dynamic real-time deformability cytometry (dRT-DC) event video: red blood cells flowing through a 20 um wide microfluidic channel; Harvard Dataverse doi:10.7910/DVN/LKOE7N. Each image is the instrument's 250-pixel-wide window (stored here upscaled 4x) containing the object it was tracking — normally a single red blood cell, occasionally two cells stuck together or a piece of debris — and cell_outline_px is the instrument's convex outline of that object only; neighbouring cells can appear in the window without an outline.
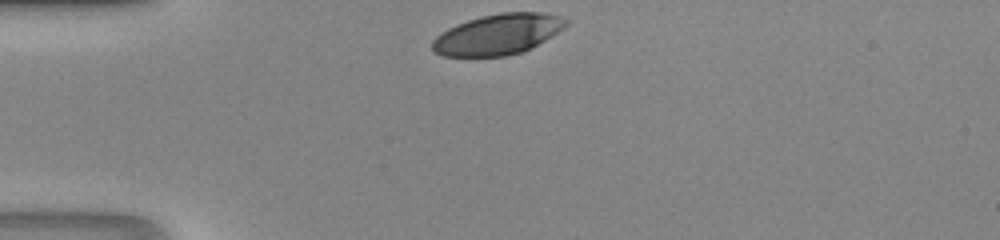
{"species": "human", "species_latin": "Homo sapiens", "temperature_condition": "room temperature", "stored_images_in_passage": 27, "camera_frame_rate_fps": 3000, "um_per_image_px": 0.085, "donor": {"sex": "male"}, "frame": {"image": 1, "passage_image": 1, "time_ms": 0.0, "image_size_px": [1000, 240], "cell_outline_px": [[568, 24], [564, 28], [544, 40], [520, 52], [504, 56], [440, 56], [432, 52], [432, 40], [436, 36], [448, 28], [456, 24], [480, 16], [500, 12], [540, 12], [560, 16], [568, 20]], "centroid_in_image_um": [42.27, 2.91], "position_along_channel_um": 42.7, "area_um2": 31.5}}
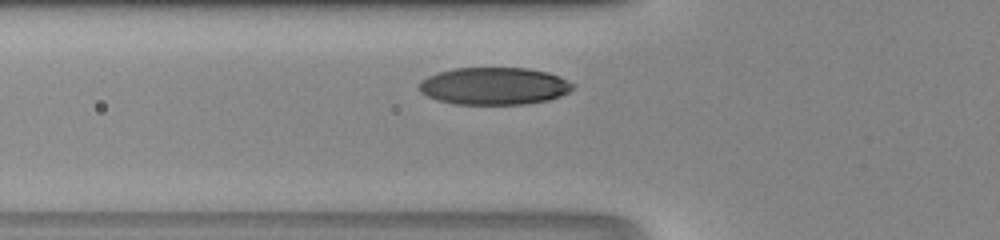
{"frame": {"image": 2, "passage_image": 6, "time_ms": 1.667, "image_size_px": [1000, 240], "cell_outline_px": [[576, 88], [560, 96], [548, 100], [524, 104], [456, 104], [436, 100], [420, 92], [420, 80], [436, 72], [452, 68], [528, 68], [548, 72], [576, 84]], "centroid_in_image_um": [42.0, 7.31], "position_along_channel_um": 83.8, "area_um2": 33.64}}
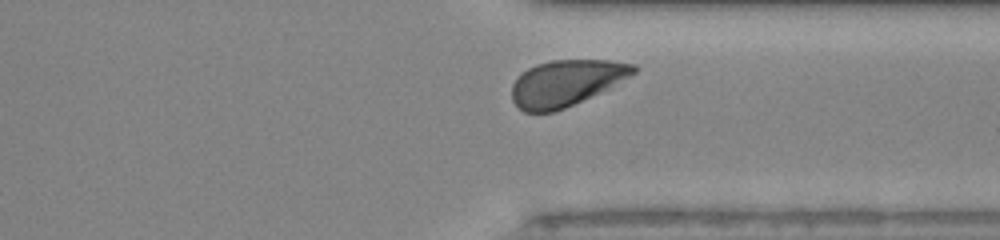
{"frame": {"image": 3, "passage_image": 25, "time_ms": 8.0, "image_size_px": [1000, 240], "cell_outline_px": [[636, 72], [564, 108], [552, 112], [524, 112], [512, 100], [512, 84], [528, 68], [536, 64], [552, 60], [608, 60], [636, 64]], "centroid_in_image_um": [48.05, 7.03], "position_along_channel_um": 363.3, "area_um2": 31.62}}